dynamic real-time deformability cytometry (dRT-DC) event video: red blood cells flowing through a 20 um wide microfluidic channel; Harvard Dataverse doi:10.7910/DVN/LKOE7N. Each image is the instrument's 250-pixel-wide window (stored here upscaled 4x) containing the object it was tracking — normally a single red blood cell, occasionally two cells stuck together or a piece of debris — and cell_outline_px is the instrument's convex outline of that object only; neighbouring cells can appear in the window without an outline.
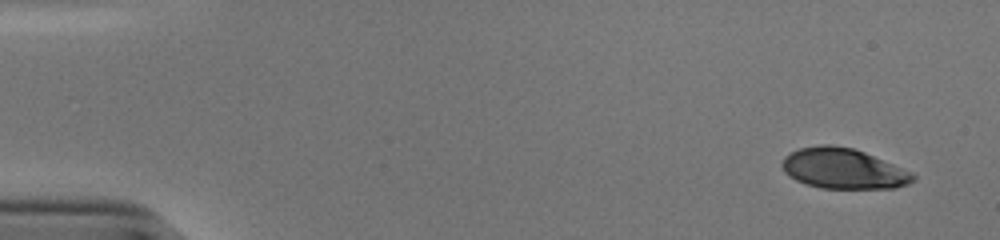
{"species": "human", "species_latin": "Homo sapiens", "temperature_condition": "cold", "stored_images_in_passage": 52, "camera_frame_rate_fps": 3000, "um_per_image_px": 0.085, "donor": {"sex": "male"}, "frame": {"image": 1, "passage_image": 1, "time_ms": 0.0, "image_size_px": [1000, 240], "cell_outline_px": [[916, 176], [908, 184], [896, 188], [824, 188], [808, 184], [796, 180], [784, 172], [780, 164], [784, 156], [800, 148], [820, 144], [832, 144], [852, 148], [864, 152], [912, 172]], "centroid_in_image_um": [71.66, 14.32], "position_along_channel_um": 13.3, "area_um2": 30.63}}
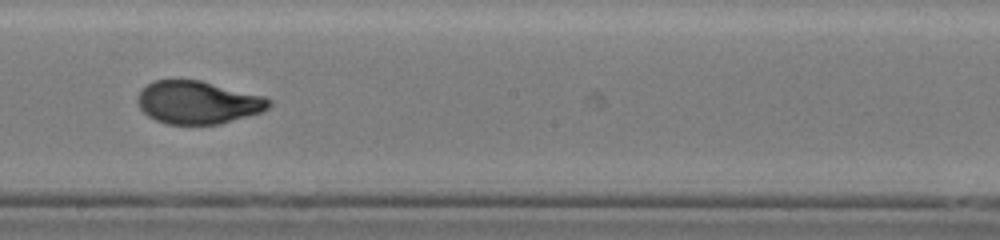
{"frame": {"image": 2, "passage_image": 29, "time_ms": 9.333, "image_size_px": [1000, 240], "cell_outline_px": [[272, 104], [264, 112], [220, 124], [168, 124], [156, 120], [148, 116], [140, 108], [136, 100], [136, 96], [140, 88], [152, 80], [200, 80], [264, 96], [272, 100]], "centroid_in_image_um": [16.81, 8.7], "position_along_channel_um": 231.4, "area_um2": 33.18}}
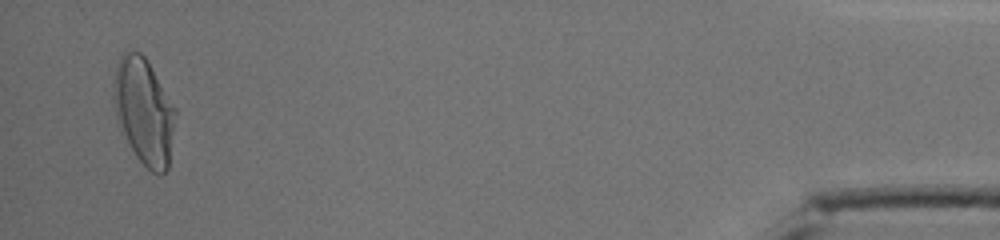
{"frame": {"image": 3, "passage_image": 50, "time_ms": 16.333, "image_size_px": [1000, 240], "cell_outline_px": [[176, 112], [168, 168], [160, 176], [152, 172], [136, 156], [120, 132], [116, 116], [112, 96], [112, 84], [116, 64], [120, 56], [124, 52], [140, 52], [144, 56], [176, 108]], "centroid_in_image_um": [12.2, 9.46], "position_along_channel_um": 423.0, "area_um2": 38.38}, "authors_computed_cell_mechanics": {"area_um2": 33.1772, "velocity_mm_per_s": 3.8386, "shape_relaxation_time_tau1_ms": 6.0019, "shape_relaxation_time_tau2_ms": 0.7197, "deformation_change_tau1": 0.2313, "deformation_change_tau2": 0.0528}}